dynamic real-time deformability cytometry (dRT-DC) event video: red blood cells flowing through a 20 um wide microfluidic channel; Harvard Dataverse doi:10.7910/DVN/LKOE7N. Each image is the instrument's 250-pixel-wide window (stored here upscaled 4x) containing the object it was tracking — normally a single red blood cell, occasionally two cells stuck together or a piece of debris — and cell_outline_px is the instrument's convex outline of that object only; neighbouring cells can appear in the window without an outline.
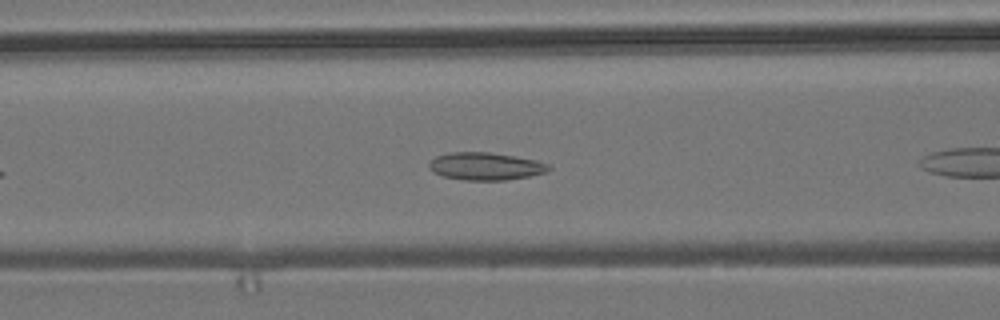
{"species": "common noctule bat (a hibernating species)", "species_latin": "Nyctalus noctula", "temperature_condition": "room temperature", "stored_images_in_passage": 12, "camera_frame_rate_fps": 3000, "um_per_image_px": 0.085, "animal": {"sex": "male", "body_mass_g": 19.2, "forearm_length_mm": 51.8}, "frame": {"image": 1, "passage_image": 7, "time_ms": 2.0, "image_size_px": [1000, 320], "cell_outline_px": [[552, 168], [544, 172], [528, 176], [504, 180], [464, 180], [444, 176], [432, 172], [428, 164], [436, 156], [452, 152], [488, 152], [536, 160], [548, 164]], "centroid_in_image_um": [41.25, 14.13], "position_along_channel_um": 125.4, "area_um2": 18.96}}
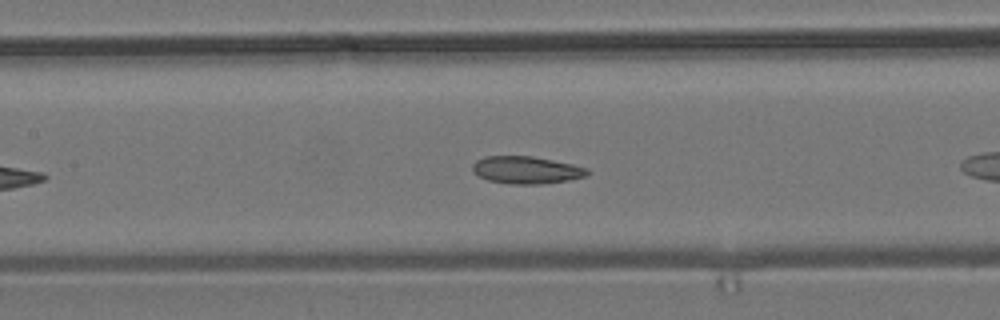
{"frame": {"image": 2, "passage_image": 10, "time_ms": 3.0, "image_size_px": [1000, 320], "cell_outline_px": [[592, 172], [588, 176], [568, 180], [540, 184], [508, 184], [488, 180], [480, 176], [472, 168], [472, 164], [476, 160], [484, 156], [532, 156], [572, 164], [588, 168]], "centroid_in_image_um": [44.78, 14.45], "position_along_channel_um": 162.6, "area_um2": 18.38}}